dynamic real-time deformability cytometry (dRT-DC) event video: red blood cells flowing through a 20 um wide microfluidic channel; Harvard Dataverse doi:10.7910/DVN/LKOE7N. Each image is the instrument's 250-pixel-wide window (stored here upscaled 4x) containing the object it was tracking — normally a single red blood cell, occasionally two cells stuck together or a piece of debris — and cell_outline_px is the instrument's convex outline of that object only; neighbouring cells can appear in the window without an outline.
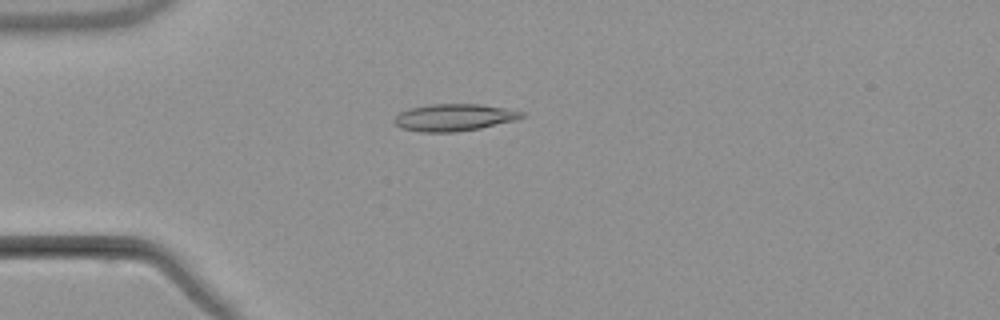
{"species": "common noctule bat (a hibernating species)", "species_latin": "Nyctalus noctula", "temperature_condition": "warm", "stored_images_in_passage": 3, "camera_frame_rate_fps": 3000, "um_per_image_px": 0.085, "animal": {"sex": "male", "body_mass_g": 21.5, "forearm_length_mm": 52.0}, "frame": {"image": 1, "passage_image": 3, "time_ms": 3.667, "image_size_px": [1000, 320], "cell_outline_px": [[524, 116], [516, 120], [480, 128], [452, 132], [420, 132], [400, 128], [392, 120], [400, 112], [408, 108], [428, 104], [480, 104], [504, 108], [524, 112]], "centroid_in_image_um": [38.55, 9.98], "position_along_channel_um": 46.4, "area_um2": 20.11}}